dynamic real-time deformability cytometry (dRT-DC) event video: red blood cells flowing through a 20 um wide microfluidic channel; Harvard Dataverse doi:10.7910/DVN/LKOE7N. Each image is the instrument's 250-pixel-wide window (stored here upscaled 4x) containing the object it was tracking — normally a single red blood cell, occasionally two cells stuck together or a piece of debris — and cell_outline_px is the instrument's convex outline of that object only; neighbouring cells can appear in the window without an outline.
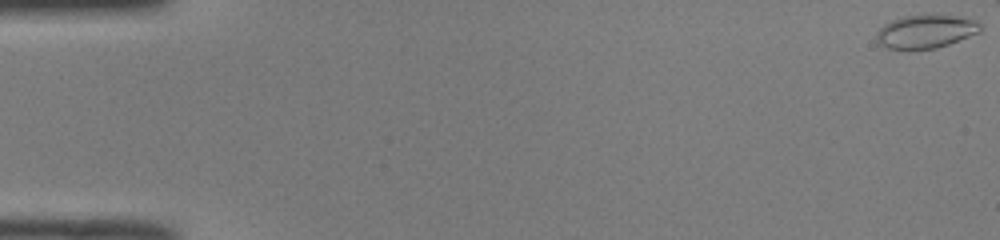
{"species": "common noctule bat (a hibernating species)", "species_latin": "Nyctalus noctula", "temperature_condition": "room temperature", "stored_images_in_passage": 17, "camera_frame_rate_fps": 3000, "um_per_image_px": 0.085, "animal": {"sex": "male", "body_mass_g": 19.0, "forearm_length_mm": 50.8}, "frame": {"image": 1, "passage_image": 1, "time_ms": 0.0, "image_size_px": [1000, 240], "cell_outline_px": [[980, 32], [948, 44], [936, 48], [908, 52], [888, 48], [880, 44], [876, 40], [876, 32], [884, 24], [892, 20], [904, 16], [960, 16], [976, 20], [980, 24]], "centroid_in_image_um": [78.64, 2.72], "position_along_channel_um": 6.4, "area_um2": 20.35}}